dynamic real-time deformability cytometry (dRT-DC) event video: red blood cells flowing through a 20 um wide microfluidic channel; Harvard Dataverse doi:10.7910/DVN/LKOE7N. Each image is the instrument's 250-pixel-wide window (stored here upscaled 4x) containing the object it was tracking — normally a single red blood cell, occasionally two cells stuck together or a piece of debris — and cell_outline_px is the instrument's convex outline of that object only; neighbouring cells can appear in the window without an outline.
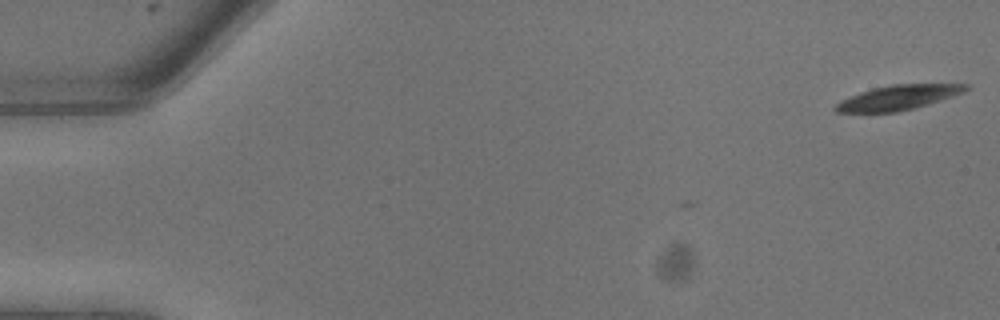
{"species": "common noctule bat (a hibernating species)", "species_latin": "Nyctalus noctula", "temperature_condition": "warm", "stored_images_in_passage": 9, "camera_frame_rate_fps": 3000, "um_per_image_px": 0.085, "animal": {"sex": "male", "body_mass_g": 13.3}, "frame": {"image": 1, "passage_image": 1, "time_ms": 0.0, "image_size_px": [1000, 320], "cell_outline_px": [[972, 88], [964, 92], [916, 108], [896, 112], [836, 112], [832, 108], [840, 100], [860, 92], [872, 88], [892, 84], [968, 84]], "centroid_in_image_um": [76.34, 8.29], "position_along_channel_um": 8.7, "area_um2": 18.79}}
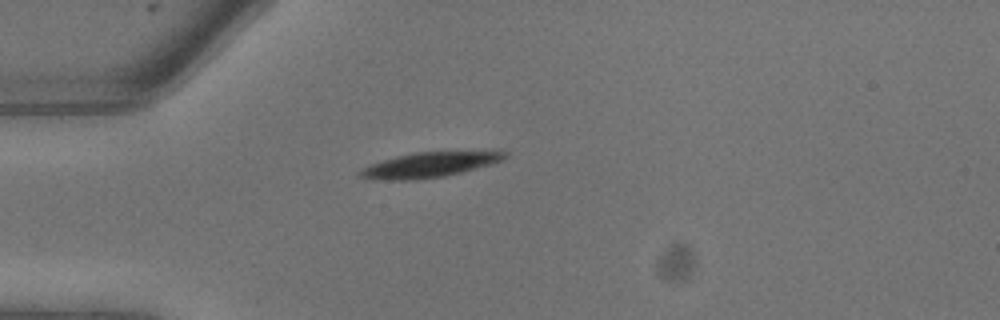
{"frame": {"image": 2, "passage_image": 7, "time_ms": 2.0, "image_size_px": [1000, 320], "cell_outline_px": [[508, 156], [504, 160], [492, 164], [444, 176], [416, 180], [384, 180], [356, 176], [356, 172], [372, 164], [384, 160], [416, 152], [492, 148], [500, 148], [508, 152]], "centroid_in_image_um": [36.73, 13.95], "position_along_channel_um": 48.3, "area_um2": 22.08}}
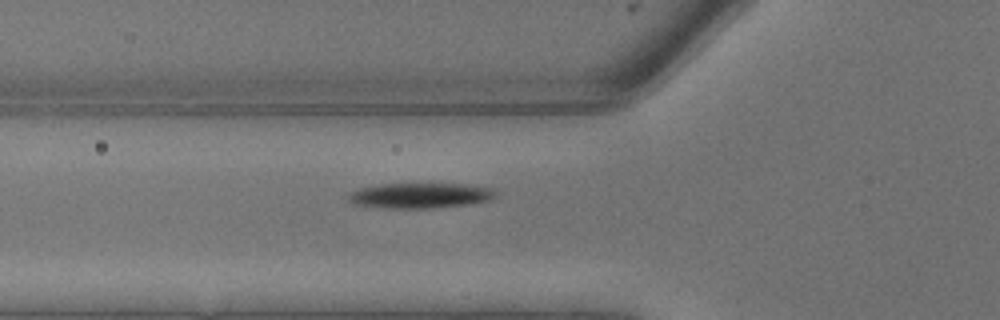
{"frame": {"image": 3, "passage_image": 9, "time_ms": 2.667, "image_size_px": [1000, 320], "cell_outline_px": [[496, 196], [492, 200], [472, 204], [436, 208], [384, 208], [356, 204], [348, 200], [344, 196], [360, 188], [384, 184], [464, 184], [492, 188], [496, 192]], "centroid_in_image_um": [35.76, 16.63], "position_along_channel_um": 90.0, "area_um2": 21.79}}